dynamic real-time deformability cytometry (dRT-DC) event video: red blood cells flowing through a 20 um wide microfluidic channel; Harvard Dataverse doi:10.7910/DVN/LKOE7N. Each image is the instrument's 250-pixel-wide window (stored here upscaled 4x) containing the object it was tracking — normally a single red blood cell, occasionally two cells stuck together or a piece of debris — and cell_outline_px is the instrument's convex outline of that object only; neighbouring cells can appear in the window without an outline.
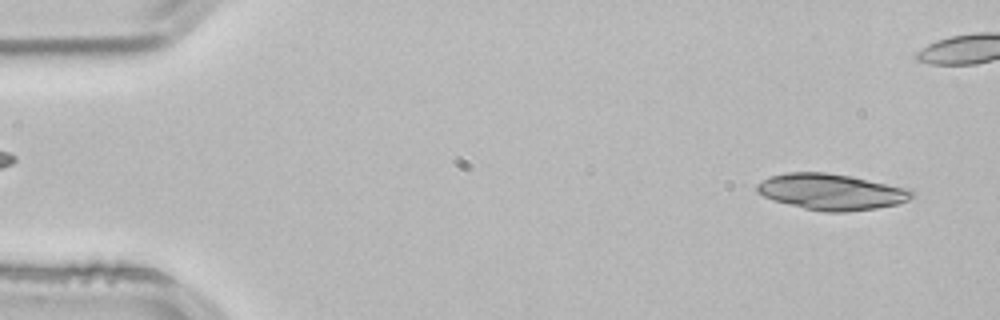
{"species": "common noctule bat (a hibernating species)", "species_latin": "Nyctalus noctula", "temperature_condition": "room temperature", "stored_images_in_passage": 32, "segment_of_instrument_passage": [1, 2], "camera_frame_rate_fps": 3000, "um_per_image_px": 0.085, "animal": {"sex": "male", "body_mass_g": 21.5, "forearm_length_mm": 52.0}, "frame": {"image": 1, "passage_image": 2, "time_ms": 0.333, "image_size_px": [1000, 320], "cell_outline_px": [[916, 196], [908, 200], [896, 204], [876, 208], [844, 212], [828, 212], [804, 208], [772, 200], [756, 192], [756, 184], [772, 176], [788, 172], [824, 172], [852, 176], [912, 188], [916, 192]], "centroid_in_image_um": [70.73, 16.3], "position_along_channel_um": 14.3, "area_um2": 32.77}}